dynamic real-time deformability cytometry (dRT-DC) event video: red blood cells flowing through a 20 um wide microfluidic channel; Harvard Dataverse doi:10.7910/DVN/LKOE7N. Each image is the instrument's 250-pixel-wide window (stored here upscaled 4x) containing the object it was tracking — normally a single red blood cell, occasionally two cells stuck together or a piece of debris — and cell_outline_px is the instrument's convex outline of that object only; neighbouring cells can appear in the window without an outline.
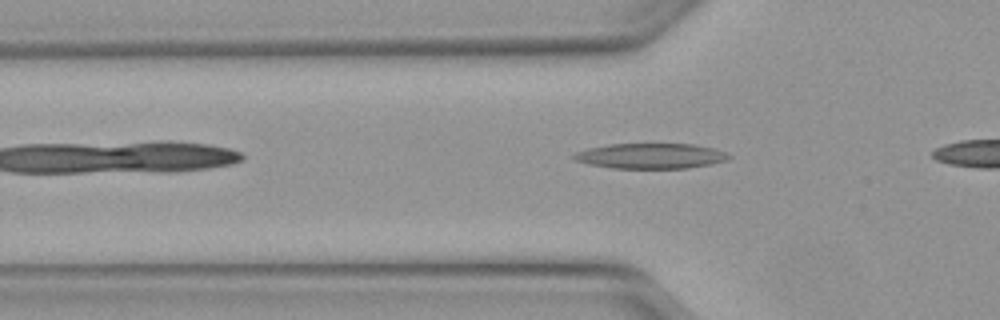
{"species": "Egyptian fruit bat (a non-hibernating species)", "species_latin": "Rousettus aegyptiacus", "temperature_condition": "warm", "stored_images_in_passage": 14, "camera_frame_rate_fps": 3000, "um_per_image_px": 0.085, "animal": {"sex": "female"}, "frame": {"image": 1, "passage_image": 5, "time_ms": 1.333, "image_size_px": [1000, 320], "cell_outline_px": [[732, 156], [728, 160], [688, 168], [612, 168], [588, 164], [576, 160], [572, 156], [576, 152], [588, 148], [608, 144], [692, 144], [712, 148], [724, 152]], "centroid_in_image_um": [55.29, 13.25], "position_along_channel_um": 70.5, "area_um2": 22.66}}